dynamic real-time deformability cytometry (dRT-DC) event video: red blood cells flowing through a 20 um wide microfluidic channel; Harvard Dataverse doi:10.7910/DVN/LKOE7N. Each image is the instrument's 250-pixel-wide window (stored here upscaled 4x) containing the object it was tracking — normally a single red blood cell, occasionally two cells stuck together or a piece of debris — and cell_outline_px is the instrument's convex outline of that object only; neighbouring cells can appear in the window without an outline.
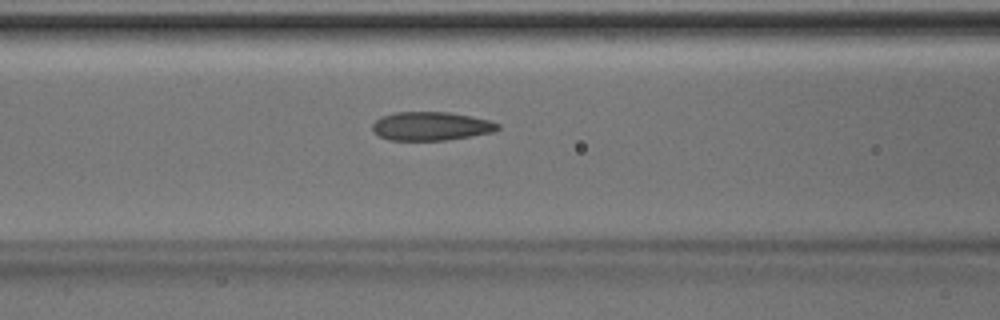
{"species": "Egyptian fruit bat (a non-hibernating species)", "species_latin": "Rousettus aegyptiacus", "temperature_condition": "room temperature", "stored_images_in_passage": 48, "camera_frame_rate_fps": 3000, "um_per_image_px": 0.085, "animal": {"sex": "male"}, "frame": {"image": 1, "passage_image": 20, "time_ms": 6.333, "image_size_px": [1000, 320], "cell_outline_px": [[500, 128], [492, 132], [472, 136], [448, 140], [388, 140], [380, 136], [372, 128], [372, 124], [380, 116], [396, 112], [448, 112], [472, 116], [492, 120], [500, 124]], "centroid_in_image_um": [36.67, 10.72], "position_along_channel_um": 129.9, "area_um2": 21.04}}
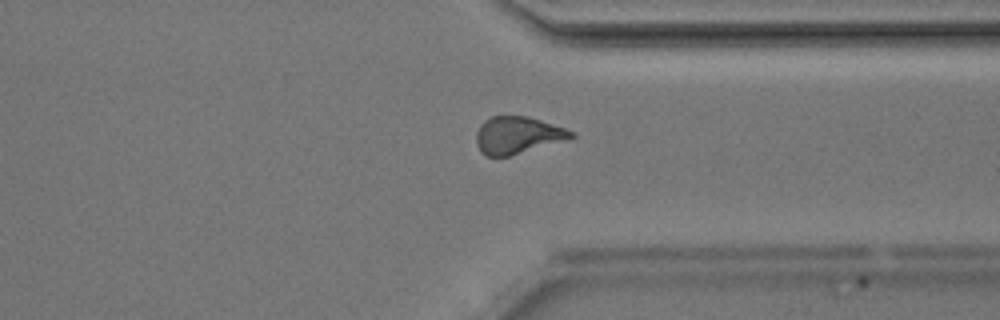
{"frame": {"image": 2, "passage_image": 37, "time_ms": 12.0, "image_size_px": [1000, 320], "cell_outline_px": [[576, 136], [564, 140], [508, 156], [488, 156], [480, 152], [476, 144], [476, 132], [480, 124], [488, 116], [528, 116], [576, 132]], "centroid_in_image_um": [43.95, 11.47], "position_along_channel_um": 367.5, "area_um2": 20.4}}
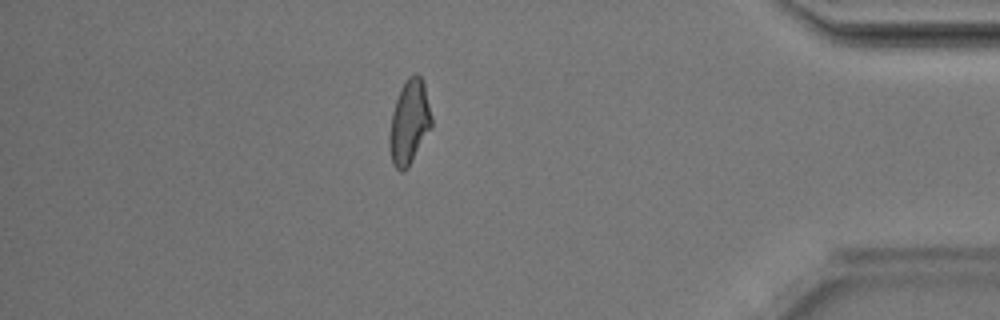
{"frame": {"image": 3, "passage_image": 42, "time_ms": 13.667, "image_size_px": [1000, 320], "cell_outline_px": [[432, 124], [408, 168], [404, 172], [400, 172], [392, 164], [388, 144], [388, 140], [392, 112], [400, 88], [408, 76], [416, 72], [420, 76], [424, 84], [432, 116]], "centroid_in_image_um": [34.76, 10.39], "position_along_channel_um": 400.4, "area_um2": 20.69}, "authors_computed_cell_mechanics": {"area_um2": 21.097, "velocity_mm_per_s": 4.2054, "shape_relaxation_time_tau1_ms": 8.8105, "shape_relaxation_time_tau2_ms": 1.7616, "deformation_change_tau1": 0.223, "deformation_change_tau2": 0.079}}